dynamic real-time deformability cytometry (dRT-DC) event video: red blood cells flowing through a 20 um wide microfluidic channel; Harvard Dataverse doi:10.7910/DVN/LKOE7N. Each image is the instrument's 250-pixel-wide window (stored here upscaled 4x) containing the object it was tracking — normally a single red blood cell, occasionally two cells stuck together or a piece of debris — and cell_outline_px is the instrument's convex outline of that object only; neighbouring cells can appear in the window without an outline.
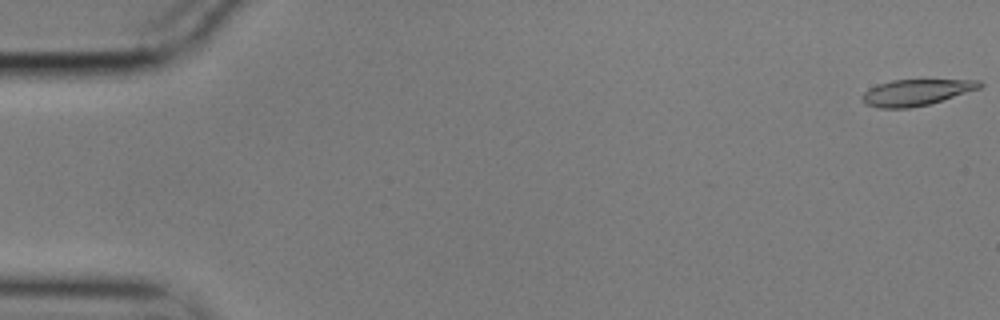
{"species": "common noctule bat (a hibernating species)", "species_latin": "Nyctalus noctula", "temperature_condition": "cold", "stored_images_in_passage": 29, "camera_frame_rate_fps": 3000, "um_per_image_px": 0.085, "animal": {"sex": "male", "body_mass_g": 17.9}, "frame": {"image": 1, "passage_image": 1, "time_ms": 0.0, "image_size_px": [1000, 320], "cell_outline_px": [[984, 84], [980, 88], [928, 104], [908, 108], [876, 108], [864, 104], [860, 100], [860, 96], [868, 88], [892, 80], [980, 80]], "centroid_in_image_um": [77.8, 7.86], "position_along_channel_um": 7.2, "area_um2": 17.86}}
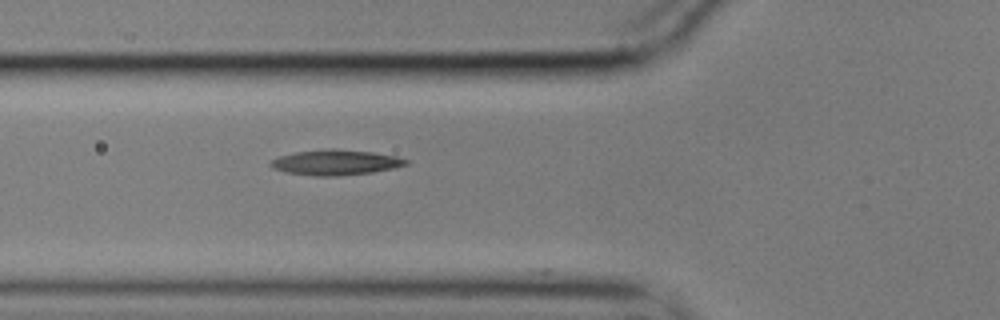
{"frame": {"image": 2, "passage_image": 21, "time_ms": 6.667, "image_size_px": [1000, 320], "cell_outline_px": [[408, 164], [392, 168], [372, 172], [340, 176], [312, 176], [284, 172], [272, 168], [268, 164], [272, 160], [280, 156], [296, 152], [332, 148], [336, 148], [372, 152], [396, 156], [408, 160]], "centroid_in_image_um": [28.5, 13.81], "position_along_channel_um": 97.3, "area_um2": 20.0}}
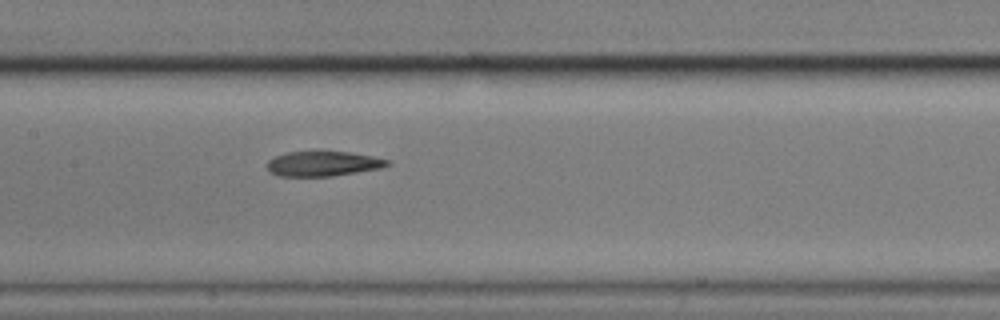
{"frame": {"image": 3, "passage_image": 28, "time_ms": 9.0, "image_size_px": [1000, 320], "cell_outline_px": [[392, 164], [380, 168], [332, 176], [276, 176], [268, 172], [268, 160], [276, 156], [288, 152], [316, 148], [348, 152], [372, 156], [388, 160]], "centroid_in_image_um": [27.41, 13.87], "position_along_channel_um": 180.0, "area_um2": 18.15}}